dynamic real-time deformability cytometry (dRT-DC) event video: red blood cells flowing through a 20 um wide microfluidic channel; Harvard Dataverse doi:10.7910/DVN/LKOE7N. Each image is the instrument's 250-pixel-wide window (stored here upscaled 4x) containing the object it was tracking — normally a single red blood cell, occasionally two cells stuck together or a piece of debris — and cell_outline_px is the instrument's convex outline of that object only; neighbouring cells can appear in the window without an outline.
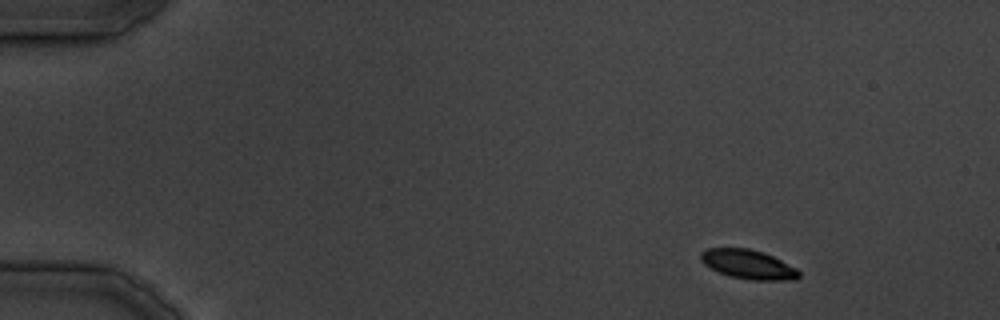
{"species": "common noctule bat (a hibernating species)", "species_latin": "Nyctalus noctula", "temperature_condition": "cold", "stored_images_in_passage": 22, "camera_frame_rate_fps": 3000, "um_per_image_px": 0.085, "animal": {"sex": "male", "body_mass_g": 19.5, "forearm_length_mm": 54.6}, "frame": {"image": 1, "passage_image": 3, "time_ms": 3.333, "image_size_px": [1000, 320], "cell_outline_px": [[800, 276], [796, 280], [752, 280], [728, 276], [704, 264], [700, 260], [700, 252], [708, 248], [748, 248], [764, 252], [796, 268], [800, 272]], "centroid_in_image_um": [63.6, 22.47], "position_along_channel_um": 21.4, "area_um2": 16.7}}
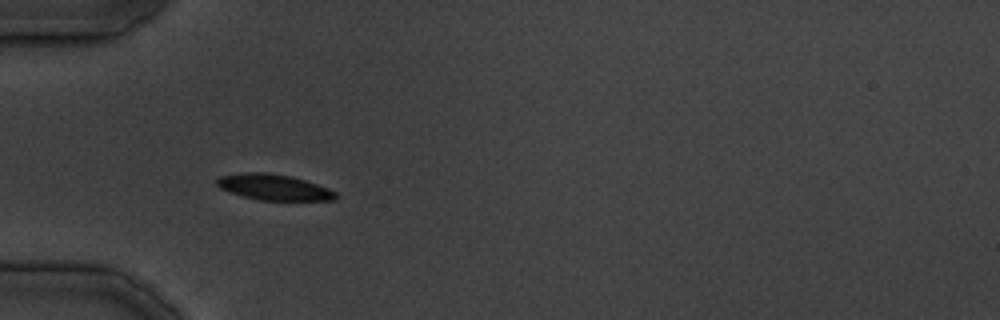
{"frame": {"image": 2, "passage_image": 11, "time_ms": 12.667, "image_size_px": [1000, 320], "cell_outline_px": [[336, 200], [260, 200], [244, 196], [220, 188], [216, 184], [216, 180], [220, 176], [244, 172], [268, 172], [292, 176], [328, 188], [336, 192]], "centroid_in_image_um": [23.27, 15.9], "position_along_channel_um": 61.7, "area_um2": 17.74}}
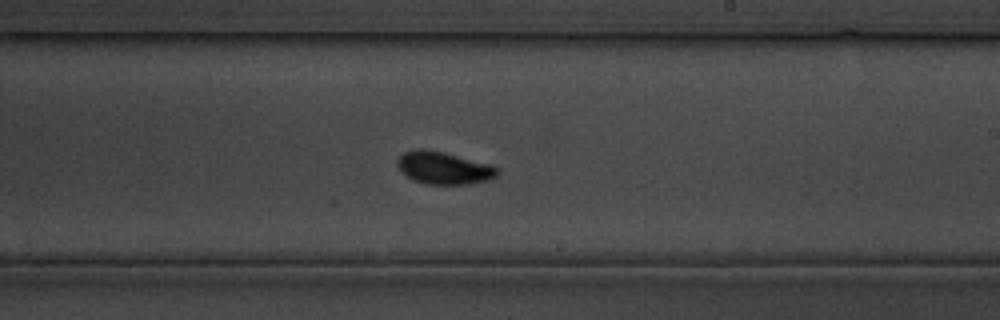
{"frame": {"image": 3, "passage_image": 22, "time_ms": 26.0, "image_size_px": [1000, 320], "cell_outline_px": [[500, 172], [496, 176], [484, 180], [464, 184], [424, 184], [412, 180], [400, 172], [396, 164], [396, 160], [404, 152], [420, 148], [424, 148], [444, 152], [492, 164], [500, 168]], "centroid_in_image_um": [37.69, 14.26], "position_along_channel_um": 251.3, "area_um2": 19.13}}